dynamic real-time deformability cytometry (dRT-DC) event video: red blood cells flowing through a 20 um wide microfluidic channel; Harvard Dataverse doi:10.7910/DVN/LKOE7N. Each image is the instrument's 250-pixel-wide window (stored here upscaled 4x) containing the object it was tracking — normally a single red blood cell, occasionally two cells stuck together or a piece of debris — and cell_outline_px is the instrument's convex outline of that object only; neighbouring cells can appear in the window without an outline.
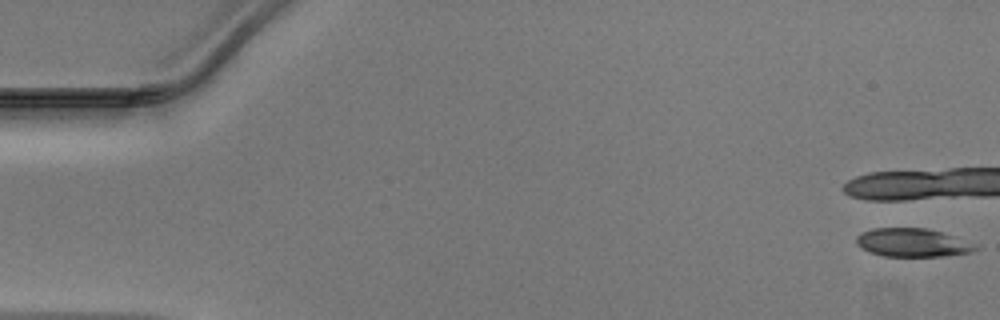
{"species": "Egyptian fruit bat (a non-hibernating species)", "species_latin": "Rousettus aegyptiacus", "temperature_condition": "warm", "stored_images_in_passage": 4, "camera_frame_rate_fps": 3000, "um_per_image_px": 0.085, "animal": {"sex": "male"}, "frame": {"image": 1, "passage_image": 1, "time_ms": 0.0, "image_size_px": [1000, 320], "cell_outline_px": [[980, 248], [972, 252], [944, 256], [884, 256], [868, 252], [860, 248], [856, 244], [856, 236], [860, 232], [872, 228], [928, 228], [980, 244]], "centroid_in_image_um": [77.58, 20.62], "position_along_channel_um": 7.4, "area_um2": 20.11}}